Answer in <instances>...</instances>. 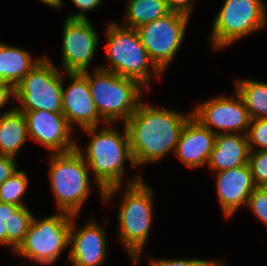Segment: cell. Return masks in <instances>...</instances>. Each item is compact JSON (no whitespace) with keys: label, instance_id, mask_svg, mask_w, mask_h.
Returning a JSON list of instances; mask_svg holds the SVG:
<instances>
[{"label":"cell","instance_id":"obj_1","mask_svg":"<svg viewBox=\"0 0 267 266\" xmlns=\"http://www.w3.org/2000/svg\"><path fill=\"white\" fill-rule=\"evenodd\" d=\"M191 115L192 112L185 116L141 101L124 123L136 167L156 163L171 151L175 152L181 131Z\"/></svg>","mask_w":267,"mask_h":266},{"label":"cell","instance_id":"obj_2","mask_svg":"<svg viewBox=\"0 0 267 266\" xmlns=\"http://www.w3.org/2000/svg\"><path fill=\"white\" fill-rule=\"evenodd\" d=\"M106 125L99 129L97 126L82 129L91 136L90 142L86 145L85 152L78 145L75 148L94 174V181L104 190V203L110 201L124 185L126 159L131 162L132 169L136 167L125 124L123 135L112 127L113 124Z\"/></svg>","mask_w":267,"mask_h":266},{"label":"cell","instance_id":"obj_3","mask_svg":"<svg viewBox=\"0 0 267 266\" xmlns=\"http://www.w3.org/2000/svg\"><path fill=\"white\" fill-rule=\"evenodd\" d=\"M128 180L118 209V233L123 246L130 255L133 266L143 253L151 229L154 208L153 191L139 174Z\"/></svg>","mask_w":267,"mask_h":266},{"label":"cell","instance_id":"obj_4","mask_svg":"<svg viewBox=\"0 0 267 266\" xmlns=\"http://www.w3.org/2000/svg\"><path fill=\"white\" fill-rule=\"evenodd\" d=\"M105 32L109 65L100 69L133 79L145 88L152 78L151 73L153 77L162 75L163 72L150 59L135 29L110 22Z\"/></svg>","mask_w":267,"mask_h":266},{"label":"cell","instance_id":"obj_5","mask_svg":"<svg viewBox=\"0 0 267 266\" xmlns=\"http://www.w3.org/2000/svg\"><path fill=\"white\" fill-rule=\"evenodd\" d=\"M50 155L49 178L59 211L78 216L93 183L104 200V190L96 181H91L88 166L76 149Z\"/></svg>","mask_w":267,"mask_h":266},{"label":"cell","instance_id":"obj_6","mask_svg":"<svg viewBox=\"0 0 267 266\" xmlns=\"http://www.w3.org/2000/svg\"><path fill=\"white\" fill-rule=\"evenodd\" d=\"M87 82L98 114L105 124L125 123L141 102L143 86L137 81L96 67ZM141 98V99H140Z\"/></svg>","mask_w":267,"mask_h":266},{"label":"cell","instance_id":"obj_7","mask_svg":"<svg viewBox=\"0 0 267 266\" xmlns=\"http://www.w3.org/2000/svg\"><path fill=\"white\" fill-rule=\"evenodd\" d=\"M72 217L61 211L41 220L33 216L24 240L14 253L42 265H52L69 246Z\"/></svg>","mask_w":267,"mask_h":266},{"label":"cell","instance_id":"obj_8","mask_svg":"<svg viewBox=\"0 0 267 266\" xmlns=\"http://www.w3.org/2000/svg\"><path fill=\"white\" fill-rule=\"evenodd\" d=\"M267 3L262 0H225L216 15L211 34V44L216 49L245 38L264 29L267 22Z\"/></svg>","mask_w":267,"mask_h":266},{"label":"cell","instance_id":"obj_9","mask_svg":"<svg viewBox=\"0 0 267 266\" xmlns=\"http://www.w3.org/2000/svg\"><path fill=\"white\" fill-rule=\"evenodd\" d=\"M46 56L15 87L21 111L44 110L62 113L63 75Z\"/></svg>","mask_w":267,"mask_h":266},{"label":"cell","instance_id":"obj_10","mask_svg":"<svg viewBox=\"0 0 267 266\" xmlns=\"http://www.w3.org/2000/svg\"><path fill=\"white\" fill-rule=\"evenodd\" d=\"M190 17L170 12L166 16L136 28L150 59L164 72L178 52Z\"/></svg>","mask_w":267,"mask_h":266},{"label":"cell","instance_id":"obj_11","mask_svg":"<svg viewBox=\"0 0 267 266\" xmlns=\"http://www.w3.org/2000/svg\"><path fill=\"white\" fill-rule=\"evenodd\" d=\"M235 92L233 99L221 94L199 103L191 111L192 116L216 135L240 132L246 135L251 118L242 98Z\"/></svg>","mask_w":267,"mask_h":266},{"label":"cell","instance_id":"obj_12","mask_svg":"<svg viewBox=\"0 0 267 266\" xmlns=\"http://www.w3.org/2000/svg\"><path fill=\"white\" fill-rule=\"evenodd\" d=\"M62 40L61 59L66 73L88 71L100 42L90 20L66 18Z\"/></svg>","mask_w":267,"mask_h":266},{"label":"cell","instance_id":"obj_13","mask_svg":"<svg viewBox=\"0 0 267 266\" xmlns=\"http://www.w3.org/2000/svg\"><path fill=\"white\" fill-rule=\"evenodd\" d=\"M22 112L27 121L30 139L45 146L51 153H66L76 148V140L70 137L74 128L70 126L63 113L44 110Z\"/></svg>","mask_w":267,"mask_h":266},{"label":"cell","instance_id":"obj_14","mask_svg":"<svg viewBox=\"0 0 267 266\" xmlns=\"http://www.w3.org/2000/svg\"><path fill=\"white\" fill-rule=\"evenodd\" d=\"M66 74L71 83L62 88V113L70 126L77 124L81 129H85L104 123L90 93L87 71Z\"/></svg>","mask_w":267,"mask_h":266},{"label":"cell","instance_id":"obj_15","mask_svg":"<svg viewBox=\"0 0 267 266\" xmlns=\"http://www.w3.org/2000/svg\"><path fill=\"white\" fill-rule=\"evenodd\" d=\"M77 215H73L69 234V260L72 266H100L106 261L105 230L93 218L75 230Z\"/></svg>","mask_w":267,"mask_h":266},{"label":"cell","instance_id":"obj_16","mask_svg":"<svg viewBox=\"0 0 267 266\" xmlns=\"http://www.w3.org/2000/svg\"><path fill=\"white\" fill-rule=\"evenodd\" d=\"M215 184L219 205L227 219L233 216L240 206H247L250 195L256 187L249 164L218 171Z\"/></svg>","mask_w":267,"mask_h":266},{"label":"cell","instance_id":"obj_17","mask_svg":"<svg viewBox=\"0 0 267 266\" xmlns=\"http://www.w3.org/2000/svg\"><path fill=\"white\" fill-rule=\"evenodd\" d=\"M215 138L216 133L191 115L181 131L174 154L189 168L195 169L207 165Z\"/></svg>","mask_w":267,"mask_h":266},{"label":"cell","instance_id":"obj_18","mask_svg":"<svg viewBox=\"0 0 267 266\" xmlns=\"http://www.w3.org/2000/svg\"><path fill=\"white\" fill-rule=\"evenodd\" d=\"M249 144L245 134L227 133L216 135L207 165L215 172L248 164Z\"/></svg>","mask_w":267,"mask_h":266},{"label":"cell","instance_id":"obj_19","mask_svg":"<svg viewBox=\"0 0 267 266\" xmlns=\"http://www.w3.org/2000/svg\"><path fill=\"white\" fill-rule=\"evenodd\" d=\"M29 138L24 113L16 106L0 115V155L16 157Z\"/></svg>","mask_w":267,"mask_h":266},{"label":"cell","instance_id":"obj_20","mask_svg":"<svg viewBox=\"0 0 267 266\" xmlns=\"http://www.w3.org/2000/svg\"><path fill=\"white\" fill-rule=\"evenodd\" d=\"M41 60V57L33 59L31 54L22 48L0 42V80L15 88Z\"/></svg>","mask_w":267,"mask_h":266},{"label":"cell","instance_id":"obj_21","mask_svg":"<svg viewBox=\"0 0 267 266\" xmlns=\"http://www.w3.org/2000/svg\"><path fill=\"white\" fill-rule=\"evenodd\" d=\"M170 12L165 0H128L125 23L122 26L136 29Z\"/></svg>","mask_w":267,"mask_h":266},{"label":"cell","instance_id":"obj_22","mask_svg":"<svg viewBox=\"0 0 267 266\" xmlns=\"http://www.w3.org/2000/svg\"><path fill=\"white\" fill-rule=\"evenodd\" d=\"M237 93L252 119L267 118V83L256 80H236Z\"/></svg>","mask_w":267,"mask_h":266},{"label":"cell","instance_id":"obj_23","mask_svg":"<svg viewBox=\"0 0 267 266\" xmlns=\"http://www.w3.org/2000/svg\"><path fill=\"white\" fill-rule=\"evenodd\" d=\"M29 179L24 170H17L0 185V202L26 206L22 201Z\"/></svg>","mask_w":267,"mask_h":266},{"label":"cell","instance_id":"obj_24","mask_svg":"<svg viewBox=\"0 0 267 266\" xmlns=\"http://www.w3.org/2000/svg\"><path fill=\"white\" fill-rule=\"evenodd\" d=\"M33 216L34 215L29 211L27 206H22L10 217L9 246L12 248L13 252L24 240Z\"/></svg>","mask_w":267,"mask_h":266},{"label":"cell","instance_id":"obj_25","mask_svg":"<svg viewBox=\"0 0 267 266\" xmlns=\"http://www.w3.org/2000/svg\"><path fill=\"white\" fill-rule=\"evenodd\" d=\"M246 136L250 151H267V118L252 119Z\"/></svg>","mask_w":267,"mask_h":266},{"label":"cell","instance_id":"obj_26","mask_svg":"<svg viewBox=\"0 0 267 266\" xmlns=\"http://www.w3.org/2000/svg\"><path fill=\"white\" fill-rule=\"evenodd\" d=\"M248 164L255 186L267 187V151H250Z\"/></svg>","mask_w":267,"mask_h":266},{"label":"cell","instance_id":"obj_27","mask_svg":"<svg viewBox=\"0 0 267 266\" xmlns=\"http://www.w3.org/2000/svg\"><path fill=\"white\" fill-rule=\"evenodd\" d=\"M247 207L265 225H267V187L256 186L249 197Z\"/></svg>","mask_w":267,"mask_h":266},{"label":"cell","instance_id":"obj_28","mask_svg":"<svg viewBox=\"0 0 267 266\" xmlns=\"http://www.w3.org/2000/svg\"><path fill=\"white\" fill-rule=\"evenodd\" d=\"M223 259L220 260H207V259H156L151 258L149 261L150 266H224Z\"/></svg>","mask_w":267,"mask_h":266},{"label":"cell","instance_id":"obj_29","mask_svg":"<svg viewBox=\"0 0 267 266\" xmlns=\"http://www.w3.org/2000/svg\"><path fill=\"white\" fill-rule=\"evenodd\" d=\"M20 206L0 202V222L3 226V245H9V222L10 217Z\"/></svg>","mask_w":267,"mask_h":266},{"label":"cell","instance_id":"obj_30","mask_svg":"<svg viewBox=\"0 0 267 266\" xmlns=\"http://www.w3.org/2000/svg\"><path fill=\"white\" fill-rule=\"evenodd\" d=\"M73 4L80 9L78 13H72L67 18L69 19H80L86 20L88 19L86 16V11H92L93 9L97 8L102 0H71Z\"/></svg>","mask_w":267,"mask_h":266},{"label":"cell","instance_id":"obj_31","mask_svg":"<svg viewBox=\"0 0 267 266\" xmlns=\"http://www.w3.org/2000/svg\"><path fill=\"white\" fill-rule=\"evenodd\" d=\"M14 157L0 155V185L18 169Z\"/></svg>","mask_w":267,"mask_h":266},{"label":"cell","instance_id":"obj_32","mask_svg":"<svg viewBox=\"0 0 267 266\" xmlns=\"http://www.w3.org/2000/svg\"><path fill=\"white\" fill-rule=\"evenodd\" d=\"M168 9L171 12H179L191 16L193 2L192 0H165Z\"/></svg>","mask_w":267,"mask_h":266},{"label":"cell","instance_id":"obj_33","mask_svg":"<svg viewBox=\"0 0 267 266\" xmlns=\"http://www.w3.org/2000/svg\"><path fill=\"white\" fill-rule=\"evenodd\" d=\"M12 97H15V88L8 82L0 80V110L6 106Z\"/></svg>","mask_w":267,"mask_h":266},{"label":"cell","instance_id":"obj_34","mask_svg":"<svg viewBox=\"0 0 267 266\" xmlns=\"http://www.w3.org/2000/svg\"><path fill=\"white\" fill-rule=\"evenodd\" d=\"M39 1L55 9L57 8L60 9L63 6L62 0H39Z\"/></svg>","mask_w":267,"mask_h":266},{"label":"cell","instance_id":"obj_35","mask_svg":"<svg viewBox=\"0 0 267 266\" xmlns=\"http://www.w3.org/2000/svg\"><path fill=\"white\" fill-rule=\"evenodd\" d=\"M0 245H3V226L0 222Z\"/></svg>","mask_w":267,"mask_h":266}]
</instances>
